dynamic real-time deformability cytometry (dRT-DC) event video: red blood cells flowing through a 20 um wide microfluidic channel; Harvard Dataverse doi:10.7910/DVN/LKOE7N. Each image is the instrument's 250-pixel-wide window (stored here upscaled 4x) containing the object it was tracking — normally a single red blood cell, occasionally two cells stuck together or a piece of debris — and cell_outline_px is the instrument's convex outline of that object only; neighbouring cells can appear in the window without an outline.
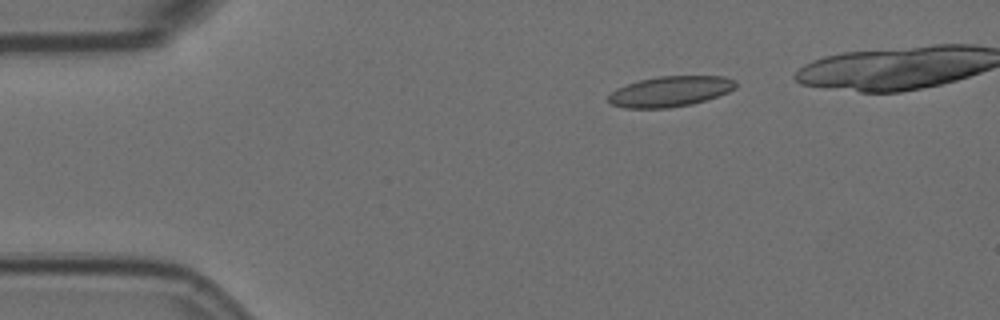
{"species": "Egyptian fruit bat (a non-hibernating species)", "species_latin": "Rousettus aegyptiacus", "temperature_condition": "room temperature", "stored_images_in_passage": 5, "camera_frame_rate_fps": 3000, "um_per_image_px": 0.085, "animal": {"sex": "female"}, "frame": {"image": 1, "passage_image": 2, "time_ms": 0.333, "image_size_px": [1000, 320], "cell_outline_px": [[736, 88], [728, 92], [692, 104], [668, 108], [624, 108], [612, 104], [608, 100], [608, 96], [616, 88], [640, 80], [660, 76], [724, 76], [736, 80]], "centroid_in_image_um": [56.98, 7.77], "position_along_channel_um": 28.0, "area_um2": 22.48}}